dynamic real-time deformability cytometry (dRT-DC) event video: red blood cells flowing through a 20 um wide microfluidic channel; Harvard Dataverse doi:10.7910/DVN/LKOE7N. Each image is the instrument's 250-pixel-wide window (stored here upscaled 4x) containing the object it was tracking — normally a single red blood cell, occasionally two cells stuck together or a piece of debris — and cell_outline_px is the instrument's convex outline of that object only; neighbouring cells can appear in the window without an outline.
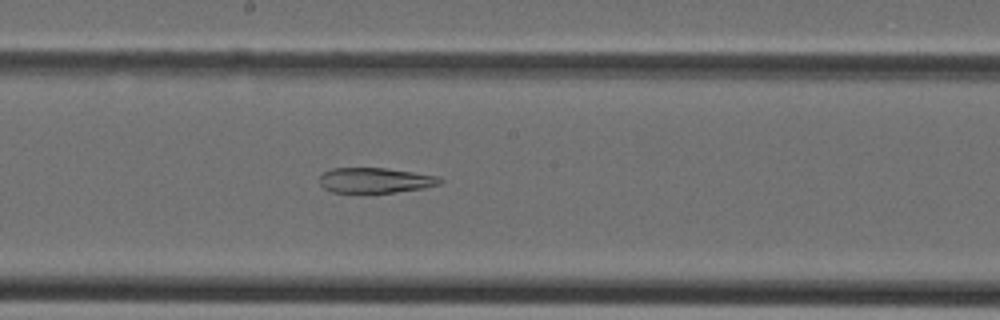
{"species": "Egyptian fruit bat (a non-hibernating species)", "species_latin": "Rousettus aegyptiacus", "temperature_condition": "cold", "stored_images_in_passage": 22, "camera_frame_rate_fps": 3000, "um_per_image_px": 0.085, "animal": {"sex": "female"}, "frame": {"image": 1, "passage_image": 12, "time_ms": 3.667, "image_size_px": [1000, 320], "cell_outline_px": [[444, 184], [424, 188], [396, 192], [332, 192], [324, 188], [320, 184], [320, 176], [324, 172], [332, 168], [384, 168], [440, 176], [444, 180]], "centroid_in_image_um": [31.96, 15.32], "position_along_channel_um": 216.2, "area_um2": 17.74}}
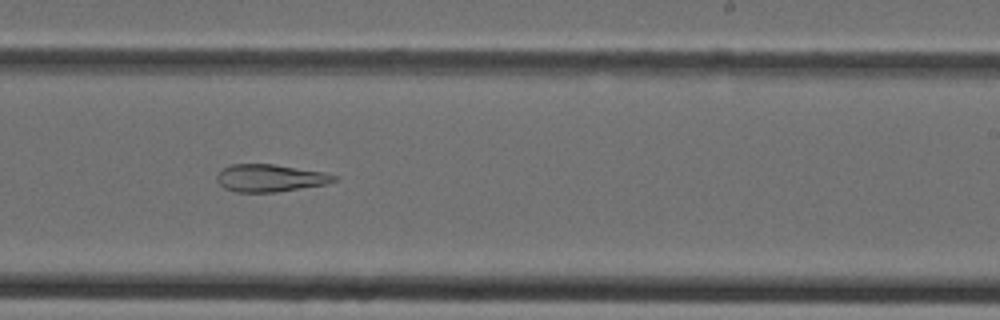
{"frame": {"image": 2, "passage_image": 15, "time_ms": 4.667, "image_size_px": [1000, 320], "cell_outline_px": [[340, 180], [328, 184], [276, 192], [236, 192], [224, 188], [216, 180], [216, 176], [224, 168], [232, 164], [272, 164], [324, 172], [340, 176]], "centroid_in_image_um": [23.02, 15.14], "position_along_channel_um": 266.0, "area_um2": 18.84}}
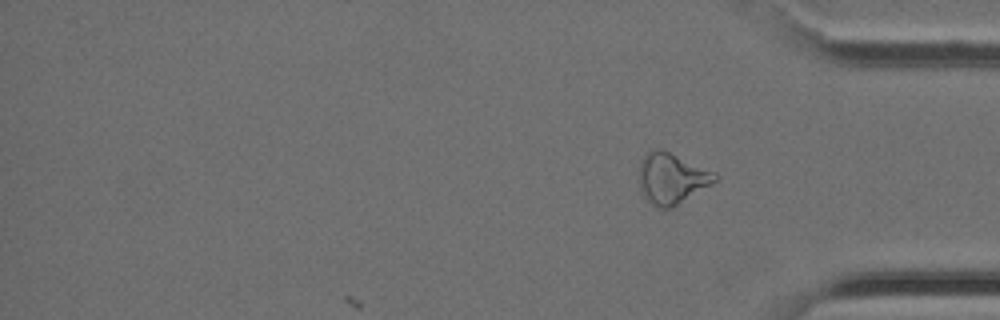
{"frame": {"image": 3, "passage_image": 22, "time_ms": 7.0, "image_size_px": [1000, 320], "cell_outline_px": [[720, 176], [712, 184], [672, 208], [660, 208], [652, 204], [644, 196], [640, 188], [640, 160], [652, 148], [656, 148], [668, 152], [716, 172]], "centroid_in_image_um": [57.11, 15.17], "position_along_channel_um": 378.1, "area_um2": 22.25}}